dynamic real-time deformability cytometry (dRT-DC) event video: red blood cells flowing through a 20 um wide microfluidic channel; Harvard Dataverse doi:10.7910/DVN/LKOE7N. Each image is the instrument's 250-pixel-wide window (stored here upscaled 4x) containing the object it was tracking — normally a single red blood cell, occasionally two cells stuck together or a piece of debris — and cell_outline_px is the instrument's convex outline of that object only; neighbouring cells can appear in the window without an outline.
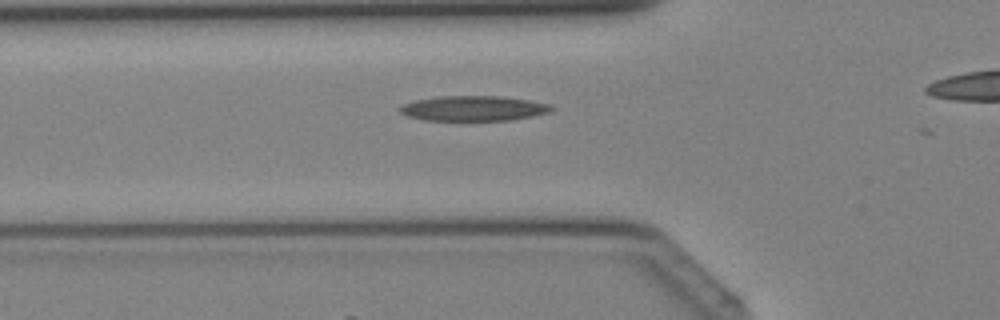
{"species": "Egyptian fruit bat (a non-hibernating species)", "species_latin": "Rousettus aegyptiacus", "temperature_condition": "cold", "stored_images_in_passage": 10, "camera_frame_rate_fps": 3000, "um_per_image_px": 0.085, "animal": {"sex": "female"}, "frame": {"image": 1, "passage_image": 9, "time_ms": 2.667, "image_size_px": [1000, 320], "cell_outline_px": [[556, 108], [552, 112], [512, 120], [424, 120], [408, 116], [400, 112], [396, 108], [404, 104], [416, 100], [440, 96], [500, 96], [528, 100], [548, 104]], "centroid_in_image_um": [40.26, 9.21], "position_along_channel_um": 85.5, "area_um2": 22.14}}